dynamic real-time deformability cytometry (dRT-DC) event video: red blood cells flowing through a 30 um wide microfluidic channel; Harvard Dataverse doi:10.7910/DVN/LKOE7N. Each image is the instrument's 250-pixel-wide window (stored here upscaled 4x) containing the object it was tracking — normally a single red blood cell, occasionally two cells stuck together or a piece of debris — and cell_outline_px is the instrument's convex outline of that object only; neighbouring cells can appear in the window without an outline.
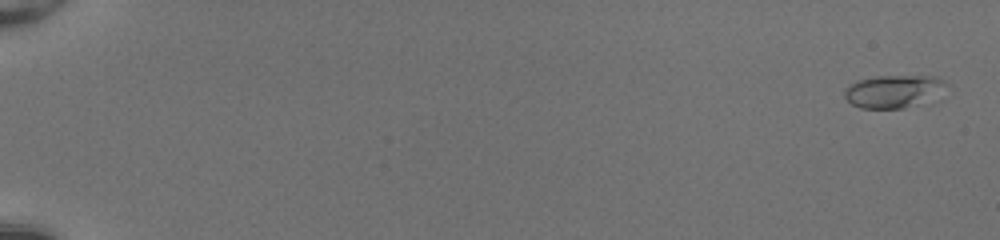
{"species": "common noctule bat (a hibernating species)", "species_latin": "Nyctalus noctula", "temperature_condition": "room temperature", "stored_images_in_passage": 52, "camera_frame_rate_fps": 3000, "um_per_image_px": 0.085, "animal": {"sex": "female", "body_mass_g": 20.0, "forearm_length_mm": 54.0}, "frame": {"image": 1, "passage_image": 2, "time_ms": 0.333, "image_size_px": [1000, 240], "cell_outline_px": [[948, 84], [904, 108], [860, 108], [852, 104], [844, 96], [844, 88], [848, 84], [856, 80], [876, 76], [936, 76], [944, 80]], "centroid_in_image_um": [75.75, 7.72], "position_along_channel_um": 9.3, "area_um2": 18.44}}
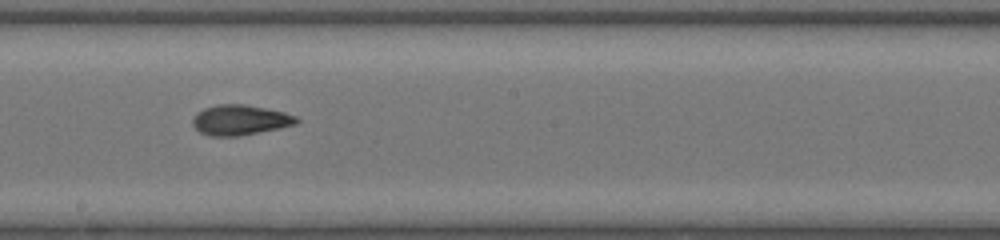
{"frame": {"image": 2, "passage_image": 32, "time_ms": 10.333, "image_size_px": [1000, 240], "cell_outline_px": [[300, 120], [296, 124], [280, 128], [236, 136], [212, 136], [200, 132], [192, 124], [192, 120], [196, 112], [204, 108], [220, 104], [244, 104], [284, 112], [296, 116]], "centroid_in_image_um": [20.4, 10.19], "position_along_channel_um": 227.8, "area_um2": 18.15}}
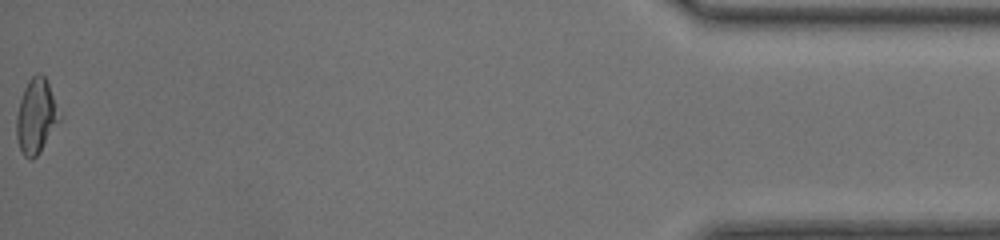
{"frame": {"image": 3, "passage_image": 52, "time_ms": 17.0, "image_size_px": [1000, 240], "cell_outline_px": [[60, 120], [40, 152], [32, 160], [28, 160], [24, 156], [20, 148], [16, 136], [16, 116], [20, 100], [24, 88], [28, 80], [36, 72], [44, 76], [48, 84]], "centroid_in_image_um": [3.03, 9.91], "position_along_channel_um": 432.2, "area_um2": 18.26}, "authors_computed_cell_mechanics": {"area_um2": 17.8024, "velocity_mm_per_s": 4.2887, "shape_relaxation_time_tau1_ms": 8.1093, "shape_relaxation_time_tau2_ms": 1.9683, "deformation_change_tau1": 0.2286, "deformation_change_tau2": 0.0894}}